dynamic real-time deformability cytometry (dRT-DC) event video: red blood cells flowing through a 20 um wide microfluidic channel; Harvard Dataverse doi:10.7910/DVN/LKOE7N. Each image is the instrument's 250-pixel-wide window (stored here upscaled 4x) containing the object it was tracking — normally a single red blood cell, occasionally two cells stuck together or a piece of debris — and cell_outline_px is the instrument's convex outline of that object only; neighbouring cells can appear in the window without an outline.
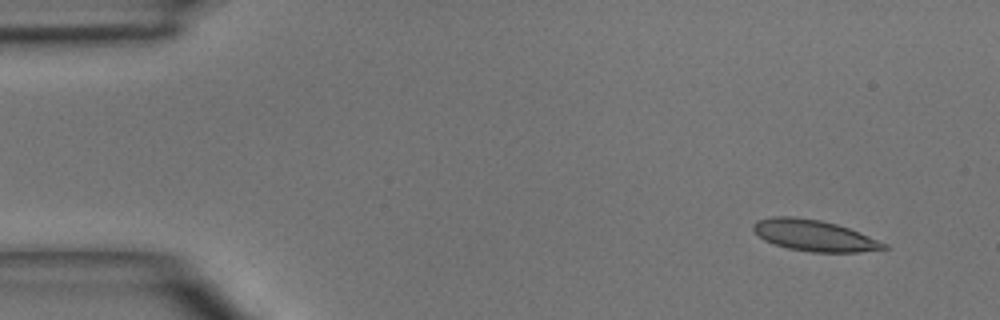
{"species": "common noctule bat (a hibernating species)", "species_latin": "Nyctalus noctula", "temperature_condition": "room temperature", "stored_images_in_passage": 3, "camera_frame_rate_fps": 3000, "um_per_image_px": 0.085, "animal": {"sex": "male", "body_mass_g": 15.6}, "frame": {"image": 1, "passage_image": 1, "time_ms": 0.0, "image_size_px": [1000, 320], "cell_outline_px": [[888, 248], [860, 252], [812, 252], [788, 248], [764, 240], [752, 228], [752, 224], [756, 220], [772, 216], [792, 216], [820, 220], [836, 224], [848, 228], [888, 244]], "centroid_in_image_um": [69.18, 20.01], "position_along_channel_um": 15.8, "area_um2": 23.52}}
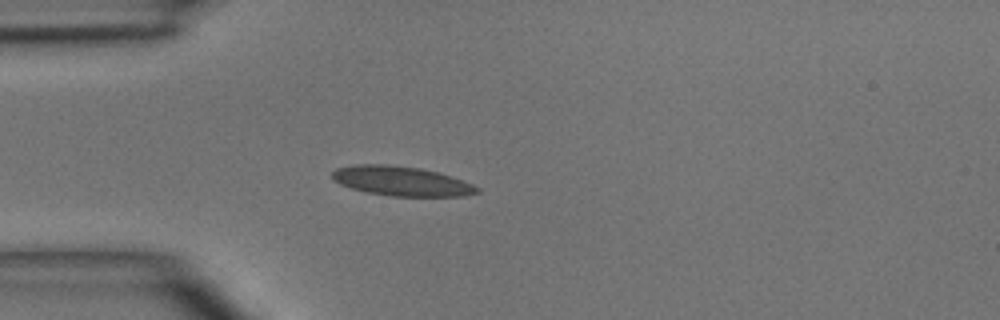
{"frame": {"image": 2, "passage_image": 3, "time_ms": 3.0, "image_size_px": [1000, 320], "cell_outline_px": [[480, 192], [464, 196], [392, 196], [368, 192], [352, 188], [340, 184], [332, 180], [332, 172], [336, 168], [352, 164], [384, 164], [420, 168], [436, 172], [472, 184], [480, 188]], "centroid_in_image_um": [34.08, 15.39], "position_along_channel_um": 50.9, "area_um2": 24.74}}